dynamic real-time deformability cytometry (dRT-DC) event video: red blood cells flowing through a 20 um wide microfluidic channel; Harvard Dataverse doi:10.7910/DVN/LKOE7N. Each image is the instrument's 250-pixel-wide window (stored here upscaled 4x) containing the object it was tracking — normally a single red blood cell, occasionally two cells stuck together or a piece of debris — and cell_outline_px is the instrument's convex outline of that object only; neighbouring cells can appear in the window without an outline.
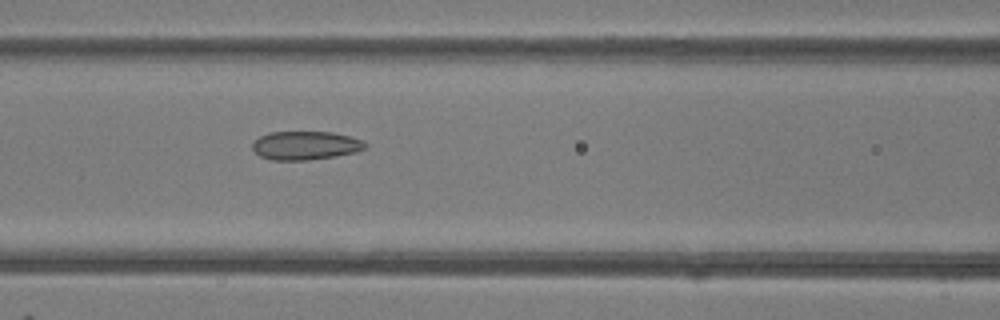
{"species": "common noctule bat (a hibernating species)", "species_latin": "Nyctalus noctula", "temperature_condition": "room temperature", "stored_images_in_passage": 47, "camera_frame_rate_fps": 3000, "um_per_image_px": 0.085, "animal": {"sex": "female"}, "frame": {"image": 1, "passage_image": 19, "time_ms": 6.0, "image_size_px": [1000, 320], "cell_outline_px": [[368, 144], [364, 148], [356, 152], [336, 156], [308, 160], [272, 160], [260, 156], [252, 148], [252, 144], [260, 136], [268, 132], [332, 132], [364, 140]], "centroid_in_image_um": [25.97, 12.36], "position_along_channel_um": 140.6, "area_um2": 18.79}}
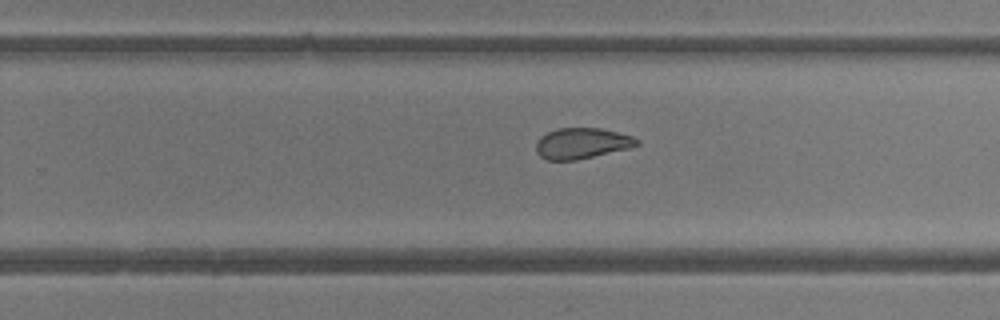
{"frame": {"image": 2, "passage_image": 29, "time_ms": 9.333, "image_size_px": [1000, 320], "cell_outline_px": [[640, 144], [628, 148], [576, 160], [548, 160], [540, 156], [536, 152], [536, 144], [540, 136], [556, 128], [600, 128], [632, 136], [640, 140]], "centroid_in_image_um": [49.44, 12.18], "position_along_channel_um": 280.4, "area_um2": 17.98}}
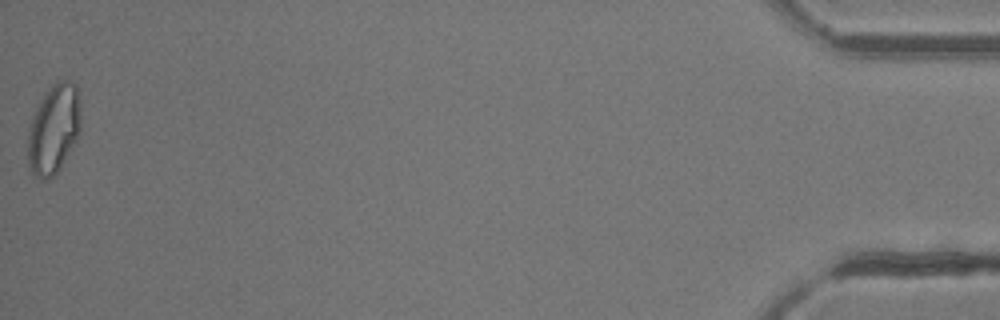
{"frame": {"image": 3, "passage_image": 47, "time_ms": 15.333, "image_size_px": [1000, 320], "cell_outline_px": [[80, 132], [76, 140], [56, 172], [52, 176], [44, 180], [32, 176], [28, 164], [28, 128], [36, 108], [52, 84], [56, 80], [72, 80], [76, 84], [80, 100]], "centroid_in_image_um": [4.57, 10.95], "position_along_channel_um": 430.6, "area_um2": 27.57}, "authors_computed_cell_mechanics": {"area_um2": 21.3282, "velocity_mm_per_s": 4.2058, "shape_relaxation_time_tau1_ms": 5.4551, "shape_relaxation_time_tau2_ms": 1.4835, "deformation_change_tau1": 0.1119, "deformation_change_tau2": 0.0564}}